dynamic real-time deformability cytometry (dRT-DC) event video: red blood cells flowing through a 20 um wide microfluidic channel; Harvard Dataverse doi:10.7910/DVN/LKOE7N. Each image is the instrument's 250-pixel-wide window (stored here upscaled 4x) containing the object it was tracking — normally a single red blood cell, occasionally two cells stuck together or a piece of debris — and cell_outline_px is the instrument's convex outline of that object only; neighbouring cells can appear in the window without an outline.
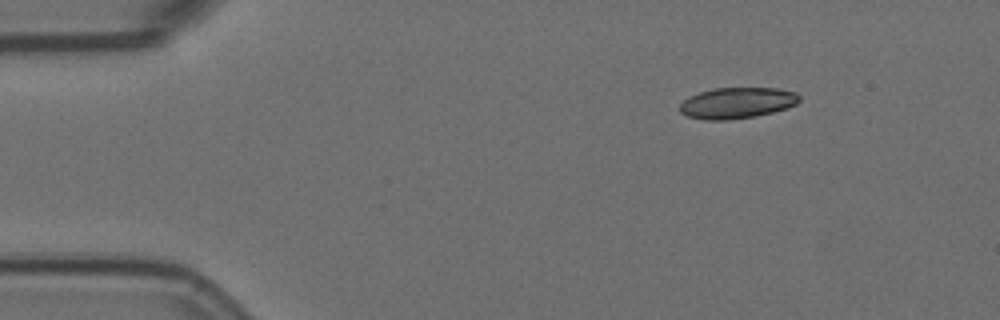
{"species": "Egyptian fruit bat (a non-hibernating species)", "species_latin": "Rousettus aegyptiacus", "temperature_condition": "room temperature", "stored_images_in_passage": 4, "camera_frame_rate_fps": 3000, "um_per_image_px": 0.085, "animal": {"sex": "female"}, "frame": {"image": 1, "passage_image": 1, "time_ms": 0.0, "image_size_px": [1000, 320], "cell_outline_px": [[800, 100], [796, 104], [788, 108], [756, 116], [728, 120], [704, 120], [688, 116], [680, 112], [680, 104], [688, 96], [712, 88], [780, 88], [796, 92], [800, 96]], "centroid_in_image_um": [62.66, 8.74], "position_along_channel_um": 22.3, "area_um2": 21.79}}
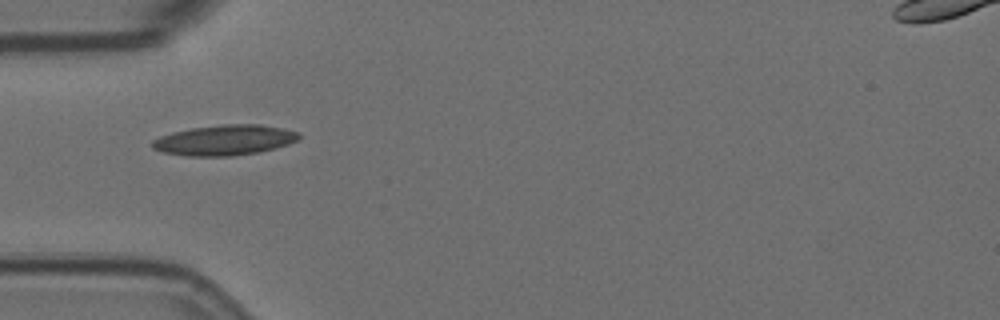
{"frame": {"image": 2, "passage_image": 4, "time_ms": 1.0, "image_size_px": [1000, 320], "cell_outline_px": [[300, 136], [296, 140], [288, 144], [276, 148], [260, 152], [232, 156], [184, 156], [164, 152], [152, 148], [152, 140], [160, 136], [172, 132], [192, 128], [224, 124], [260, 124], [300, 132]], "centroid_in_image_um": [19.08, 11.91], "position_along_channel_um": 65.9, "area_um2": 25.95}}